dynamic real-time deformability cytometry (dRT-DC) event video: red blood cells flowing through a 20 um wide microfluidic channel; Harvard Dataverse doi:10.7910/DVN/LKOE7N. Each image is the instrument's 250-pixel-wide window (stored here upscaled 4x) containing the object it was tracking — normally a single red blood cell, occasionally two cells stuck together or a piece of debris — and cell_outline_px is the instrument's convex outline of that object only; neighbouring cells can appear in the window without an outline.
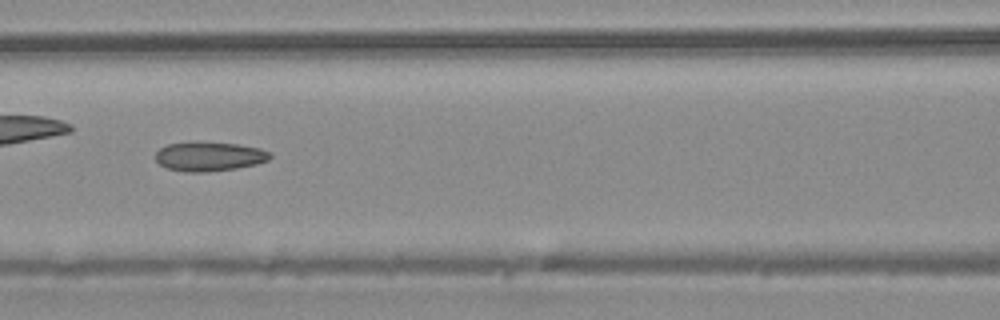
{"species": "common noctule bat (a hibernating species)", "species_latin": "Nyctalus noctula", "temperature_condition": "warm", "stored_images_in_passage": 45, "camera_frame_rate_fps": 3000, "um_per_image_px": 0.085, "animal": {"sex": "male", "body_mass_g": 20.4}, "frame": {"image": 1, "passage_image": 20, "time_ms": 6.333, "image_size_px": [1000, 320], "cell_outline_px": [[272, 156], [268, 160], [256, 164], [236, 168], [208, 172], [184, 172], [168, 168], [160, 164], [156, 160], [156, 152], [160, 148], [168, 144], [236, 144], [260, 148], [268, 152]], "centroid_in_image_um": [17.8, 13.34], "position_along_channel_um": 148.8, "area_um2": 18.79}}